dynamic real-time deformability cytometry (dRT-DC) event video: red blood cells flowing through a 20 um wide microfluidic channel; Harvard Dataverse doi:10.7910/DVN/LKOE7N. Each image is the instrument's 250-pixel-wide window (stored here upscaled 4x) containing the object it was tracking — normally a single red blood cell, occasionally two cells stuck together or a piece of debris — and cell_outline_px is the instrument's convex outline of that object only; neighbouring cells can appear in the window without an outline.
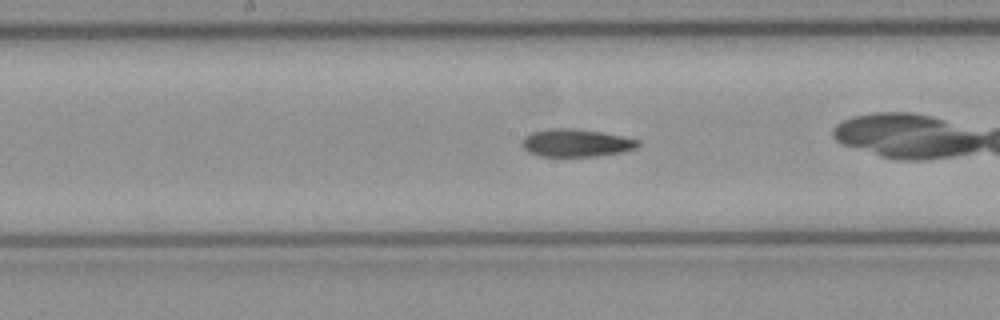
{"species": "common noctule bat (a hibernating species)", "species_latin": "Nyctalus noctula", "temperature_condition": "cold", "stored_images_in_passage": 38, "camera_frame_rate_fps": 3000, "um_per_image_px": 0.085, "animal": {"sex": "female", "body_mass_g": 21.9}, "frame": {"image": 1, "passage_image": 12, "time_ms": 3.667, "image_size_px": [1000, 320], "cell_outline_px": [[640, 144], [636, 148], [620, 152], [596, 156], [540, 156], [528, 152], [520, 144], [524, 136], [532, 132], [548, 128], [572, 128], [604, 132], [640, 140]], "centroid_in_image_um": [48.94, 12.13], "position_along_channel_um": 199.3, "area_um2": 18.84}, "authors_computed_cell_mechanics": {"area_um2": 18.496, "velocity_mm_per_s": 4.0701, "shape_relaxation_time_tau1_ms": null, "shape_relaxation_time_tau2_ms": 3.6138, "deformation_change_tau1": null, "deformation_change_tau2": 0.1104}}